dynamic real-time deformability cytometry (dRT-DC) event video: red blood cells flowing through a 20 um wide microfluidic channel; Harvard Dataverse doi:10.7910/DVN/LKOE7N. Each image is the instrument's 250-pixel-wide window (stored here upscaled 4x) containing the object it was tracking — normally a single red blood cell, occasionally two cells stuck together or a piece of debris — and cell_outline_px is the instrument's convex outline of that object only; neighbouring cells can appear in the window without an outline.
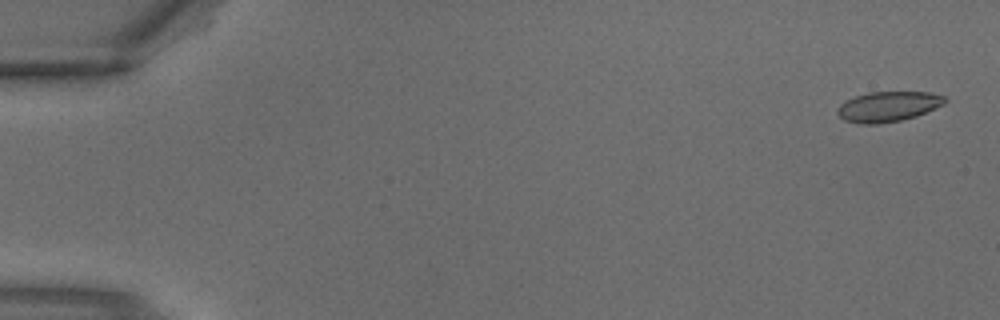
{"species": "common noctule bat (a hibernating species)", "species_latin": "Nyctalus noctula", "temperature_condition": "warm", "stored_images_in_passage": 2, "camera_frame_rate_fps": 3000, "um_per_image_px": 0.085, "animal": {"sex": "male", "body_mass_g": 18.8}, "frame": {"image": 1, "passage_image": 1, "time_ms": 0.0, "image_size_px": [1000, 320], "cell_outline_px": [[948, 100], [944, 104], [916, 116], [900, 120], [880, 124], [860, 124], [844, 120], [836, 112], [840, 104], [856, 96], [868, 92], [928, 92], [944, 96]], "centroid_in_image_um": [75.49, 9.06], "position_along_channel_um": 9.5, "area_um2": 18.79}}
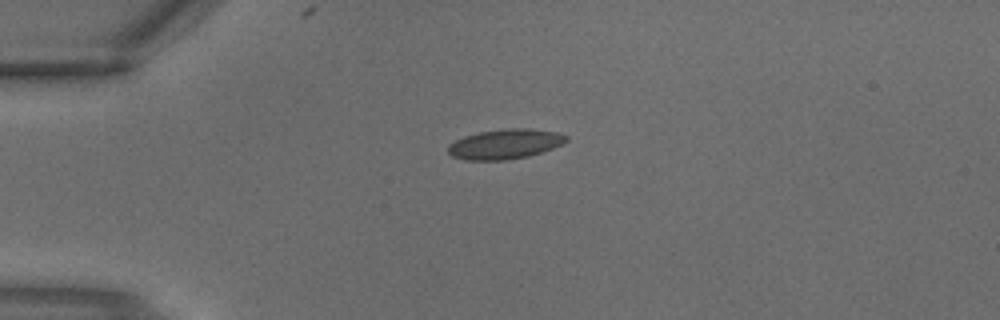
{"frame": {"image": 2, "passage_image": 2, "time_ms": 0.333, "image_size_px": [1000, 320], "cell_outline_px": [[568, 140], [564, 144], [528, 156], [508, 160], [464, 160], [452, 156], [448, 152], [448, 144], [464, 136], [480, 132], [508, 128], [528, 128], [556, 132], [568, 136]], "centroid_in_image_um": [42.93, 12.25], "position_along_channel_um": 42.1, "area_um2": 20.58}}